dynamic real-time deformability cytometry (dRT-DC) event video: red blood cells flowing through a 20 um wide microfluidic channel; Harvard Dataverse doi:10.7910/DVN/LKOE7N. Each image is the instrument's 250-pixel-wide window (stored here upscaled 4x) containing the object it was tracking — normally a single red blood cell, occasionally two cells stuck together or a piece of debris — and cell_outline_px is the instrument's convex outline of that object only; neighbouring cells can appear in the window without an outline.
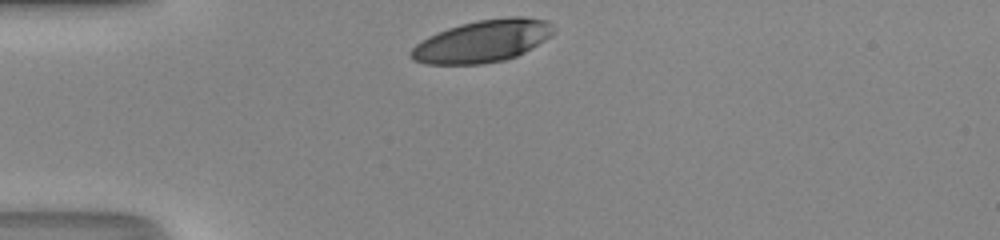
{"species": "human", "species_latin": "Homo sapiens", "temperature_condition": "room temperature", "stored_images_in_passage": 28, "camera_frame_rate_fps": 3000, "um_per_image_px": 0.085, "donor": {"sex": "male"}, "frame": {"image": 1, "passage_image": 1, "time_ms": 0.0, "image_size_px": [1000, 240], "cell_outline_px": [[552, 36], [524, 52], [516, 56], [504, 60], [480, 64], [424, 64], [412, 60], [408, 56], [408, 52], [416, 44], [428, 36], [448, 28], [460, 24], [476, 20], [512, 16], [524, 16], [548, 20], [552, 24]], "centroid_in_image_um": [40.99, 3.49], "position_along_channel_um": 44.0, "area_um2": 35.26}, "authors_computed_cell_mechanics": {"area_um2": 36.4718, "velocity_mm_per_s": 4.1586, "shape_relaxation_time_tau1_ms": 3.182, "shape_relaxation_time_tau2_ms": null, "deformation_change_tau1": 0.1737, "deformation_change_tau2": null}}